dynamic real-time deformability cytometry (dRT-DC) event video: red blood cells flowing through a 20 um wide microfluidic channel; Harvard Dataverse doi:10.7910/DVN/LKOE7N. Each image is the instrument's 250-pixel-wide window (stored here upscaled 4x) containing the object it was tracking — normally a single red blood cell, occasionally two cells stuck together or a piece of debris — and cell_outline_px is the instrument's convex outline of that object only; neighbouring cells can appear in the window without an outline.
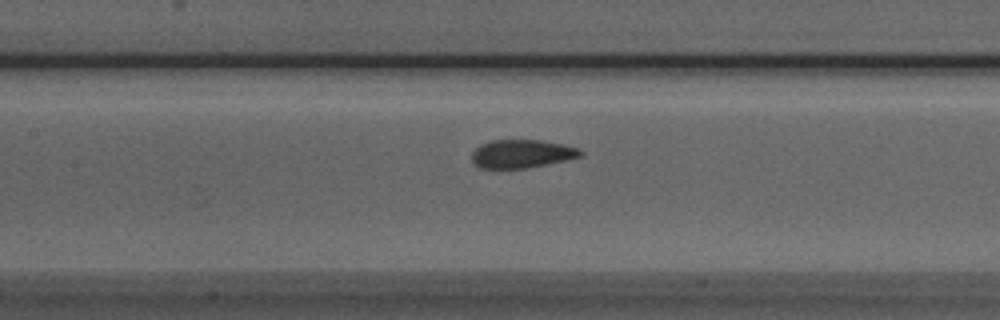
{"species": "Egyptian fruit bat (a non-hibernating species)", "species_latin": "Rousettus aegyptiacus", "temperature_condition": "room temperature", "stored_images_in_passage": 42, "camera_frame_rate_fps": 3000, "um_per_image_px": 0.085, "animal": {"sex": "male"}, "frame": {"image": 1, "passage_image": 23, "time_ms": 7.333, "image_size_px": [1000, 320], "cell_outline_px": [[584, 156], [524, 168], [480, 168], [472, 160], [472, 152], [480, 144], [492, 140], [540, 140], [560, 144], [576, 148], [584, 152]], "centroid_in_image_um": [44.32, 13.06], "position_along_channel_um": 163.1, "area_um2": 17.63}}
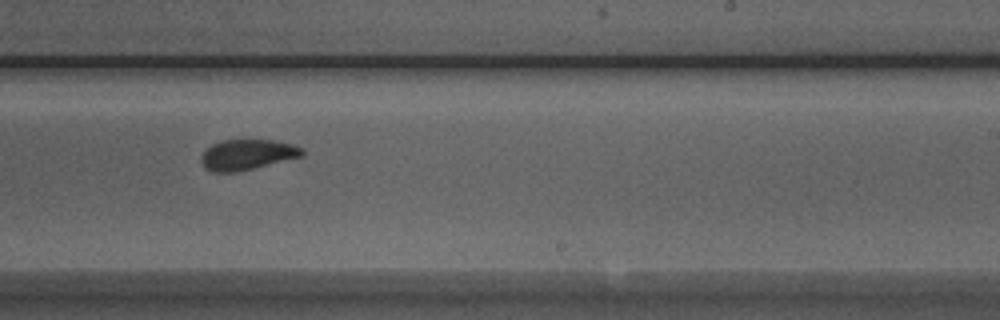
{"frame": {"image": 2, "passage_image": 31, "time_ms": 10.0, "image_size_px": [1000, 320], "cell_outline_px": [[304, 156], [236, 172], [212, 172], [204, 168], [200, 160], [200, 156], [212, 144], [220, 140], [244, 136], [248, 136], [272, 140], [292, 144], [304, 148]], "centroid_in_image_um": [21.0, 13.08], "position_along_channel_um": 268.0, "area_um2": 18.79}}
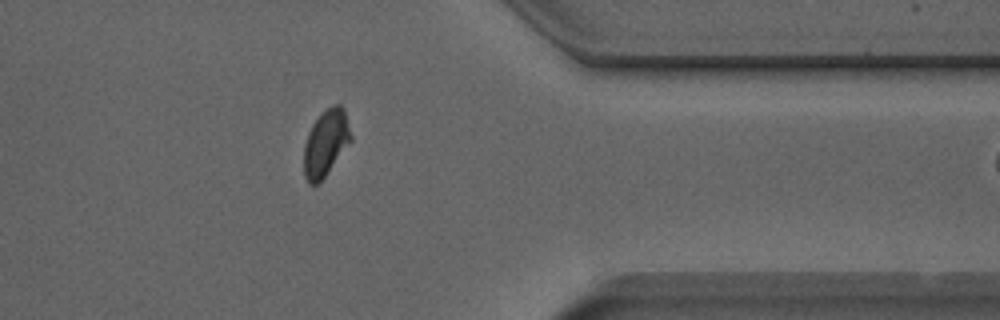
{"frame": {"image": 3, "passage_image": 41, "time_ms": 13.333, "image_size_px": [1000, 320], "cell_outline_px": [[352, 140], [324, 176], [316, 184], [308, 184], [304, 176], [304, 144], [308, 132], [312, 124], [320, 112], [332, 104], [340, 104], [344, 108], [352, 136]], "centroid_in_image_um": [27.68, 12.1], "position_along_channel_um": 383.7, "area_um2": 18.21}}